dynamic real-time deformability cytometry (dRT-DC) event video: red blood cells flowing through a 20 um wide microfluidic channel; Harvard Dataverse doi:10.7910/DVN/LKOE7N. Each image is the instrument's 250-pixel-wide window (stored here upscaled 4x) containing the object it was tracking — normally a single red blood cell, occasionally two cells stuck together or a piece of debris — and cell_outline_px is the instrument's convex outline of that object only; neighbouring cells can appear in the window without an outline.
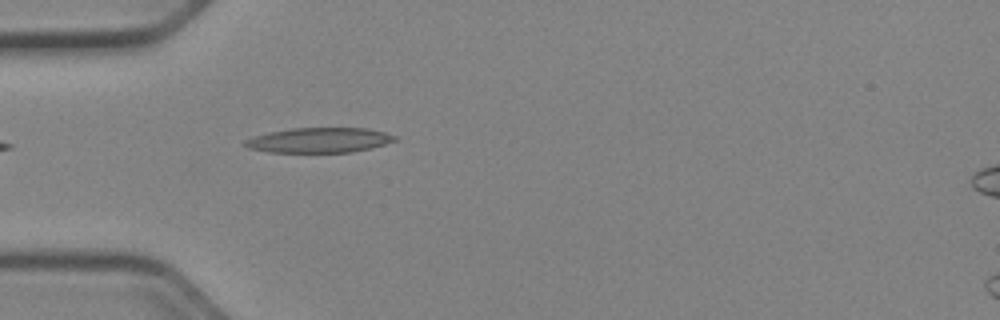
{"species": "Egyptian fruit bat (a non-hibernating species)", "species_latin": "Rousettus aegyptiacus", "temperature_condition": "cold", "stored_images_in_passage": 4, "camera_frame_rate_fps": 3000, "um_per_image_px": 0.085, "animal": {"sex": "female"}, "frame": {"image": 1, "passage_image": 1, "time_ms": 0.0, "image_size_px": [1000, 320], "cell_outline_px": [[396, 140], [372, 148], [352, 152], [268, 152], [248, 148], [244, 144], [244, 140], [268, 132], [292, 128], [368, 128], [384, 132], [396, 136]], "centroid_in_image_um": [27.14, 11.91], "position_along_channel_um": 57.9, "area_um2": 21.73}}